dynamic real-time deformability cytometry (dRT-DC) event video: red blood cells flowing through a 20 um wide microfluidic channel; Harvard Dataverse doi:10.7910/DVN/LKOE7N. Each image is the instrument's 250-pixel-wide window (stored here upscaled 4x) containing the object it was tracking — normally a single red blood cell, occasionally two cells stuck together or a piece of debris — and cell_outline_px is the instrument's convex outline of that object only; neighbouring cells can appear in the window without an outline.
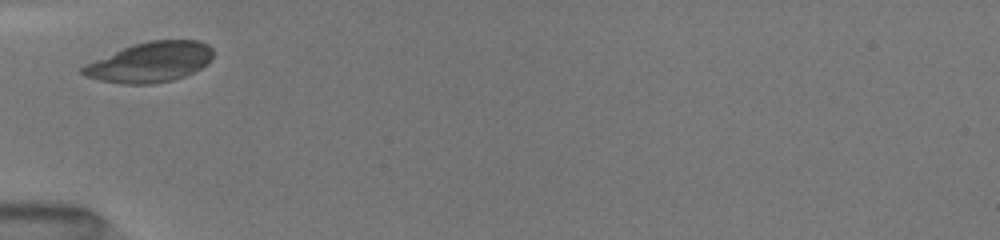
{"species": "common noctule bat (a hibernating species)", "species_latin": "Nyctalus noctula", "temperature_condition": "room temperature", "stored_images_in_passage": 12, "camera_frame_rate_fps": 3000, "um_per_image_px": 0.085, "animal": {"sex": "female", "body_mass_g": 19.5, "forearm_length_mm": 54.1}, "frame": {"image": 1, "passage_image": 1, "time_ms": 0.0, "image_size_px": [1000, 240], "cell_outline_px": [[212, 56], [208, 64], [184, 76], [172, 80], [152, 84], [120, 84], [100, 80], [84, 76], [80, 72], [80, 68], [84, 64], [132, 44], [148, 40], [196, 40], [208, 44], [212, 48]], "centroid_in_image_um": [12.73, 5.28], "position_along_channel_um": 72.3, "area_um2": 30.58}}
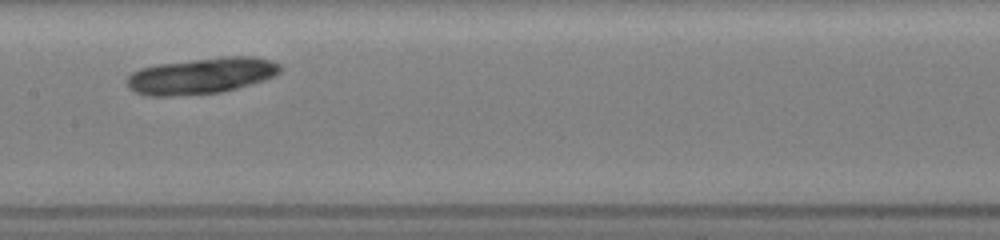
{"frame": {"image": 2, "passage_image": 4, "time_ms": 3.0, "image_size_px": [1000, 240], "cell_outline_px": [[284, 68], [276, 76], [264, 80], [236, 88], [220, 92], [168, 96], [148, 96], [136, 92], [128, 88], [124, 80], [132, 72], [140, 68], [160, 64], [220, 56], [252, 56], [272, 60], [280, 64]], "centroid_in_image_um": [17.13, 6.43], "position_along_channel_um": 190.3, "area_um2": 32.48}}
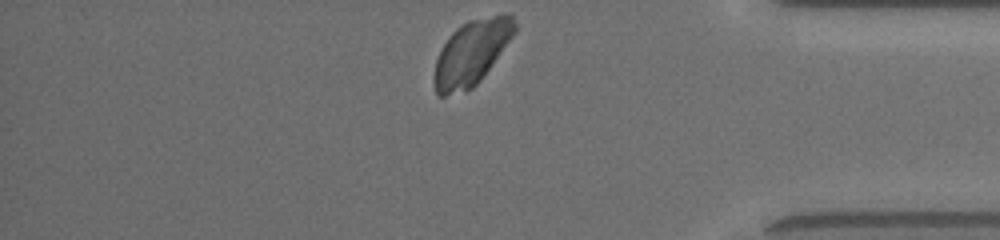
{"frame": {"image": 3, "passage_image": 12, "time_ms": 8.667, "image_size_px": [1000, 240], "cell_outline_px": [[516, 32], [480, 80], [472, 88], [444, 96], [440, 96], [436, 92], [432, 80], [432, 76], [436, 60], [448, 36], [456, 28], [468, 20], [500, 12], [508, 12], [516, 20]], "centroid_in_image_um": [40.09, 4.43], "position_along_channel_um": 395.1, "area_um2": 30.63}}